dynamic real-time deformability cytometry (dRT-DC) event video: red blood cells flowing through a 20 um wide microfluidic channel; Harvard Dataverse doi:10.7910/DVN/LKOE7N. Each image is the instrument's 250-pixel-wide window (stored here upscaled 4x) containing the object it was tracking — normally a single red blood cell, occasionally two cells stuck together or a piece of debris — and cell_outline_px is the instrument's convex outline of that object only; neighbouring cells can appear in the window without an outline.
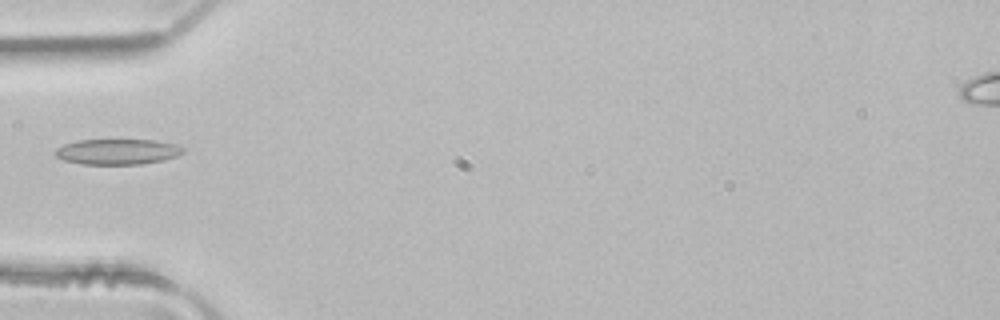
{"species": "common noctule bat (a hibernating species)", "species_latin": "Nyctalus noctula", "temperature_condition": "room temperature", "stored_images_in_passage": 1, "camera_frame_rate_fps": 3000, "um_per_image_px": 0.085, "animal": {"sex": "male", "body_mass_g": 21.5, "forearm_length_mm": 52.0}, "frame": {"image": 1, "passage_image": 1, "time_ms": 0.0, "image_size_px": [1000, 320], "cell_outline_px": [[188, 148], [184, 152], [176, 156], [164, 160], [140, 164], [80, 164], [64, 160], [56, 156], [56, 148], [64, 144], [76, 140], [156, 140], [176, 144]], "centroid_in_image_um": [10.03, 12.89], "position_along_channel_um": 75.0, "area_um2": 19.13}}